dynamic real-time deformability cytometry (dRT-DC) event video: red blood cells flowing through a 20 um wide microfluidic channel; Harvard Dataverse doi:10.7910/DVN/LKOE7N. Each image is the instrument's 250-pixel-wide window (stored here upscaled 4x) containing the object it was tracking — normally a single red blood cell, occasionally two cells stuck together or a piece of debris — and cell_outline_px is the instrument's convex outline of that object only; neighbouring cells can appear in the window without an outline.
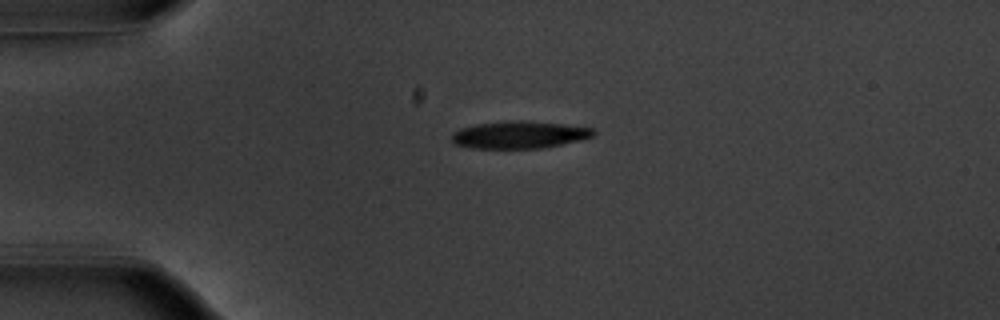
{"species": "common noctule bat (a hibernating species)", "species_latin": "Nyctalus noctula", "temperature_condition": "warm", "stored_images_in_passage": 28, "camera_frame_rate_fps": 3000, "um_per_image_px": 0.085, "animal": {"sex": "male", "body_mass_g": 20.1, "forearm_length_mm": 53.5}, "frame": {"image": 1, "passage_image": 12, "time_ms": 3.667, "image_size_px": [1000, 320], "cell_outline_px": [[596, 132], [592, 136], [580, 140], [540, 148], [472, 148], [456, 144], [452, 140], [452, 132], [460, 128], [476, 124], [512, 120], [520, 120], [564, 124], [592, 128]], "centroid_in_image_um": [44.12, 11.45], "position_along_channel_um": 40.9, "area_um2": 22.37}}